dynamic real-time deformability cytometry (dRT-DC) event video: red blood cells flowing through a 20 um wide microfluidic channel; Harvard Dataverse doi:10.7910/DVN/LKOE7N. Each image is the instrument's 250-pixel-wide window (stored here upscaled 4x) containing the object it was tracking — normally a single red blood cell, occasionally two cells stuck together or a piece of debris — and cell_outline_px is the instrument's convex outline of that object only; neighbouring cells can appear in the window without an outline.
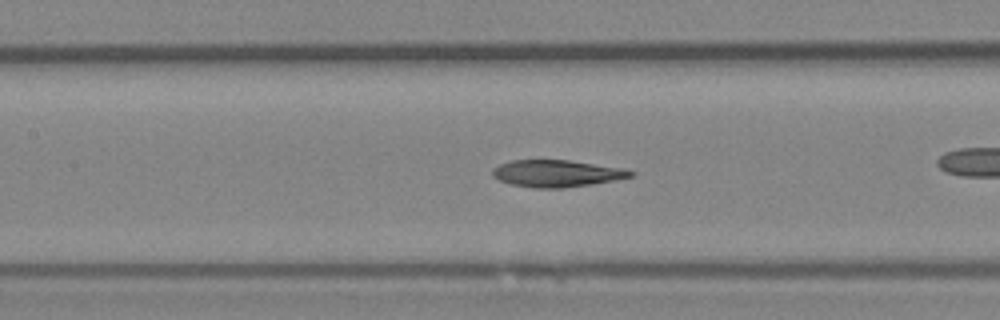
{"species": "Egyptian fruit bat (a non-hibernating species)", "species_latin": "Rousettus aegyptiacus", "temperature_condition": "room temperature", "stored_images_in_passage": 38, "camera_frame_rate_fps": 3000, "um_per_image_px": 0.085, "animal": {"sex": "female"}, "frame": {"image": 1, "passage_image": 22, "time_ms": 7.0, "image_size_px": [1000, 320], "cell_outline_px": [[636, 172], [632, 176], [592, 184], [564, 188], [532, 188], [512, 184], [500, 180], [492, 176], [492, 168], [500, 164], [512, 160], [568, 160], [624, 168]], "centroid_in_image_um": [47.3, 14.74], "position_along_channel_um": 160.1, "area_um2": 21.62}}